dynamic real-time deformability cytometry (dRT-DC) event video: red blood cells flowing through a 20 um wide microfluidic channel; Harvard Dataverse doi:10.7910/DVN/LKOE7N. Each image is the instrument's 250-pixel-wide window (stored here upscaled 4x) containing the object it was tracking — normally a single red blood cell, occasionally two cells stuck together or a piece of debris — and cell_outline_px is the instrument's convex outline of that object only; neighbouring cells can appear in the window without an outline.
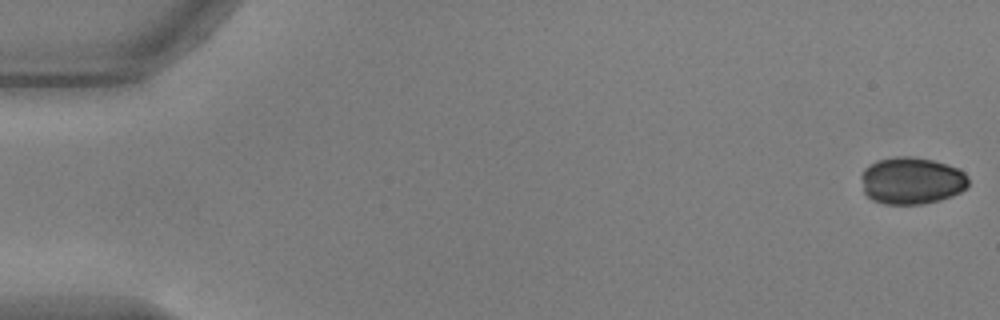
{"species": "common noctule bat (a hibernating species)", "species_latin": "Nyctalus noctula", "temperature_condition": "warm", "stored_images_in_passage": 52, "camera_frame_rate_fps": 3000, "um_per_image_px": 0.085, "animal": {"sex": "male", "body_mass_g": 17.9, "forearm_length_mm": 54.2}, "frame": {"image": 1, "passage_image": 1, "time_ms": 0.0, "image_size_px": [1000, 320], "cell_outline_px": [[968, 188], [952, 196], [940, 200], [920, 204], [884, 204], [872, 200], [864, 192], [860, 176], [864, 168], [876, 160], [896, 156], [912, 156], [932, 160], [948, 164], [960, 168], [968, 176]], "centroid_in_image_um": [77.5, 15.35], "position_along_channel_um": 7.5, "area_um2": 29.82}}
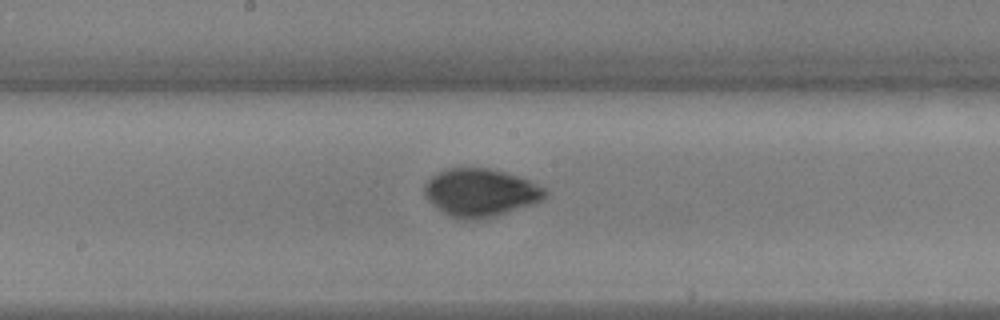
{"frame": {"image": 2, "passage_image": 29, "time_ms": 9.333, "image_size_px": [1000, 320], "cell_outline_px": [[548, 196], [544, 200], [496, 216], [476, 220], [468, 220], [448, 216], [436, 208], [424, 196], [424, 184], [432, 176], [444, 168], [488, 168], [504, 172], [528, 180], [544, 188], [548, 192]], "centroid_in_image_um": [40.82, 16.38], "position_along_channel_um": 207.4, "area_um2": 33.81}}
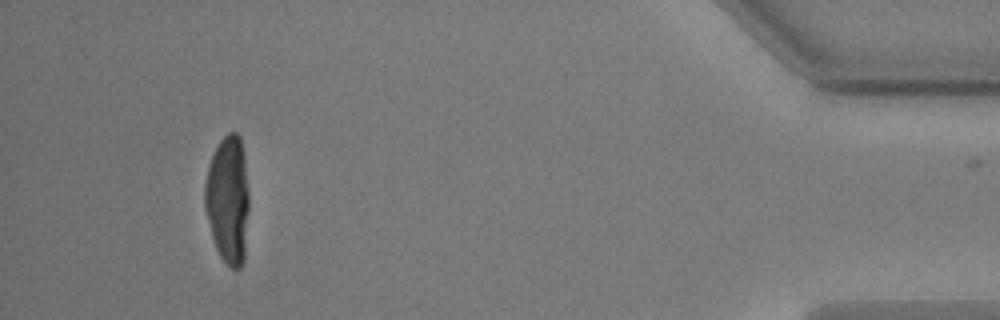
{"frame": {"image": 3, "passage_image": 51, "time_ms": 16.667, "image_size_px": [1000, 320], "cell_outline_px": [[248, 208], [244, 260], [240, 268], [232, 268], [220, 256], [216, 248], [212, 236], [204, 208], [204, 184], [208, 168], [212, 156], [220, 140], [228, 132], [236, 132], [240, 136], [244, 156], [248, 192]], "centroid_in_image_um": [19.36, 16.96], "position_along_channel_um": 415.8, "area_um2": 32.77}}